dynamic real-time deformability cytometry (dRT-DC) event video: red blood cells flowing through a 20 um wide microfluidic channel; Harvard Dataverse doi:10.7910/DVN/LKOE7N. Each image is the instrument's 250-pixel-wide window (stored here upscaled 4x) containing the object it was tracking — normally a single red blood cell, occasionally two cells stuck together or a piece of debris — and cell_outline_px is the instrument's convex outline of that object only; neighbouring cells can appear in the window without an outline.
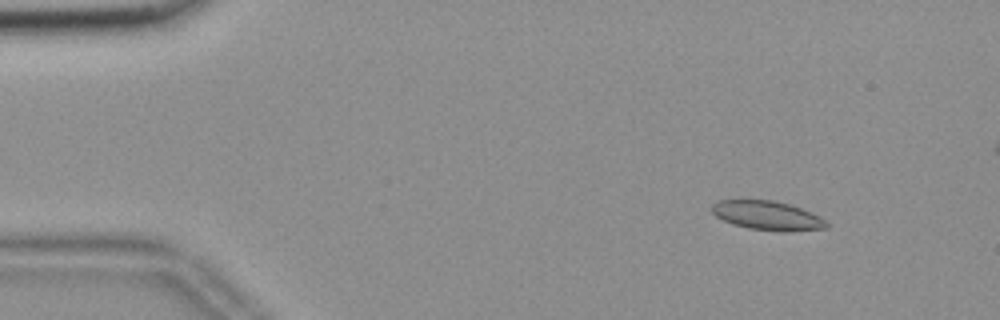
{"species": "common noctule bat (a hibernating species)", "species_latin": "Nyctalus noctula", "temperature_condition": "room temperature", "stored_images_in_passage": 53, "segment_of_instrument_passage": [1, 2], "camera_frame_rate_fps": 3000, "um_per_image_px": 0.085, "animal": {"sex": "female", "body_mass_g": 18.4}, "frame": {"image": 1, "passage_image": 3, "time_ms": 0.667, "image_size_px": [1000, 320], "cell_outline_px": [[828, 228], [788, 232], [780, 232], [748, 228], [732, 224], [716, 216], [712, 212], [712, 204], [720, 200], [772, 200], [788, 204], [800, 208], [820, 216], [828, 224]], "centroid_in_image_um": [65.24, 18.33], "position_along_channel_um": 19.8, "area_um2": 19.42}}
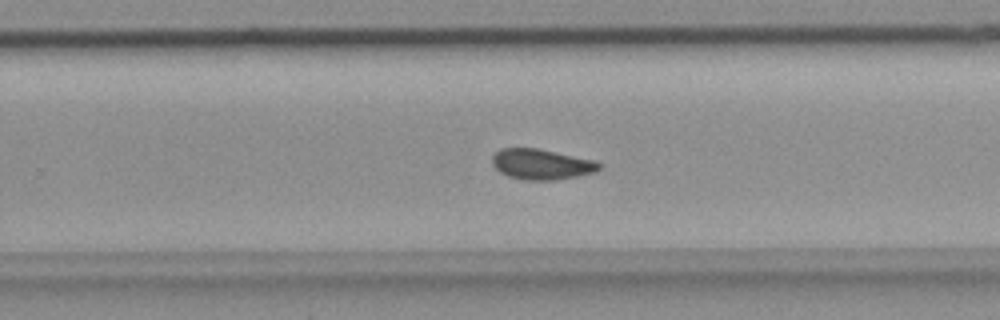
{"frame": {"image": 2, "passage_image": 32, "time_ms": 10.333, "image_size_px": [1000, 320], "cell_outline_px": [[600, 168], [596, 172], [556, 180], [528, 180], [508, 176], [500, 172], [492, 164], [492, 156], [500, 148], [540, 148], [596, 160], [600, 164]], "centroid_in_image_um": [46.04, 13.95], "position_along_channel_um": 283.8, "area_um2": 19.13}}
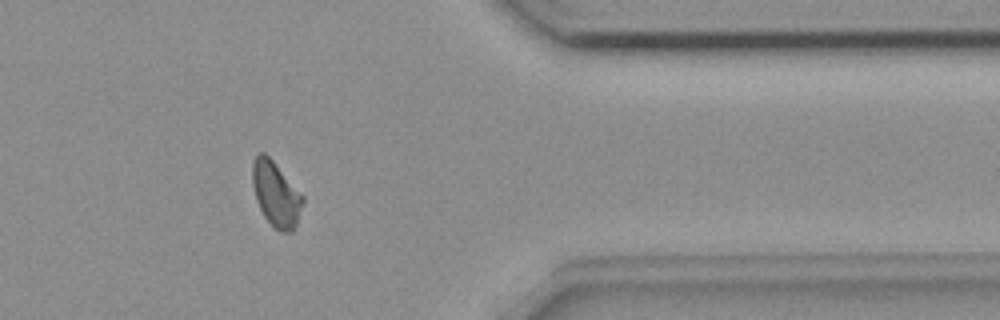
{"frame": {"image": 3, "passage_image": 42, "time_ms": 13.667, "image_size_px": [1000, 320], "cell_outline_px": [[304, 200], [296, 224], [292, 232], [280, 232], [264, 216], [256, 200], [252, 184], [252, 164], [256, 156], [260, 152], [264, 152], [272, 160], [304, 196]], "centroid_in_image_um": [23.45, 16.49], "position_along_channel_um": 388.0, "area_um2": 18.79}}